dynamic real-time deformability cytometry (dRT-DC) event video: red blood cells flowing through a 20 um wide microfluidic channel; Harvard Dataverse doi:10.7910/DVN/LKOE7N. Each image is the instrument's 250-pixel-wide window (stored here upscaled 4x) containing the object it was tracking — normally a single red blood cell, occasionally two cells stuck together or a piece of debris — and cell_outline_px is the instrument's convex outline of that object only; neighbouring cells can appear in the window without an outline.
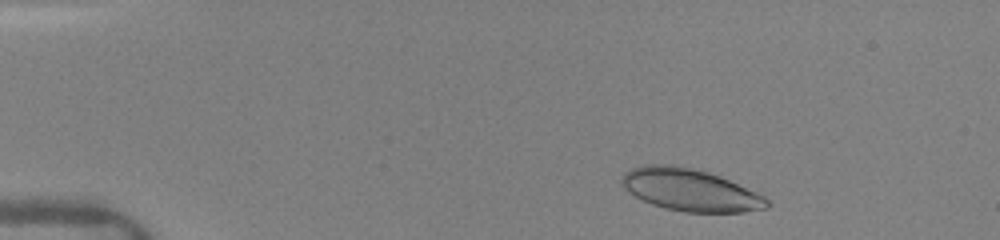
{"species": "human", "species_latin": "Homo sapiens", "temperature_condition": "warm", "stored_images_in_passage": 28, "camera_frame_rate_fps": 3000, "um_per_image_px": 0.085, "donor": {"sex": "female"}, "frame": {"image": 1, "passage_image": 1, "time_ms": 0.0, "image_size_px": [1000, 240], "cell_outline_px": [[772, 204], [768, 208], [744, 212], [684, 212], [664, 208], [652, 204], [636, 196], [624, 188], [620, 184], [620, 180], [624, 172], [632, 168], [644, 164], [672, 164], [692, 168], [708, 172], [720, 176], [756, 192], [764, 196]], "centroid_in_image_um": [58.66, 16.14], "position_along_channel_um": 26.3, "area_um2": 35.78}}
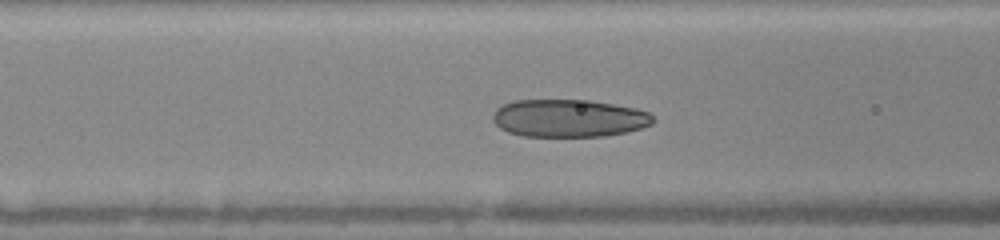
{"frame": {"image": 2, "passage_image": 14, "time_ms": 4.333, "image_size_px": [1000, 240], "cell_outline_px": [[656, 120], [652, 124], [640, 128], [624, 132], [604, 136], [524, 136], [508, 132], [500, 128], [492, 120], [492, 112], [496, 108], [504, 104], [516, 100], [588, 100], [636, 108], [648, 112]], "centroid_in_image_um": [48.33, 10.04], "position_along_channel_um": 118.3, "area_um2": 35.14}}
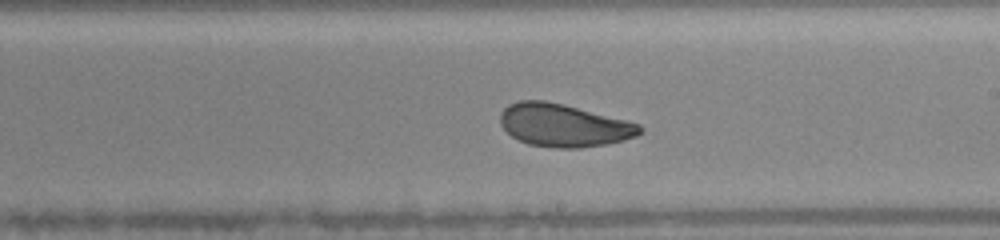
{"frame": {"image": 3, "passage_image": 23, "time_ms": 7.333, "image_size_px": [1000, 240], "cell_outline_px": [[644, 132], [636, 136], [624, 140], [604, 144], [580, 148], [556, 148], [528, 144], [512, 136], [500, 124], [500, 112], [508, 104], [520, 100], [544, 100], [564, 104], [640, 124], [644, 128]], "centroid_in_image_um": [47.91, 10.65], "position_along_channel_um": 241.1, "area_um2": 34.8}}